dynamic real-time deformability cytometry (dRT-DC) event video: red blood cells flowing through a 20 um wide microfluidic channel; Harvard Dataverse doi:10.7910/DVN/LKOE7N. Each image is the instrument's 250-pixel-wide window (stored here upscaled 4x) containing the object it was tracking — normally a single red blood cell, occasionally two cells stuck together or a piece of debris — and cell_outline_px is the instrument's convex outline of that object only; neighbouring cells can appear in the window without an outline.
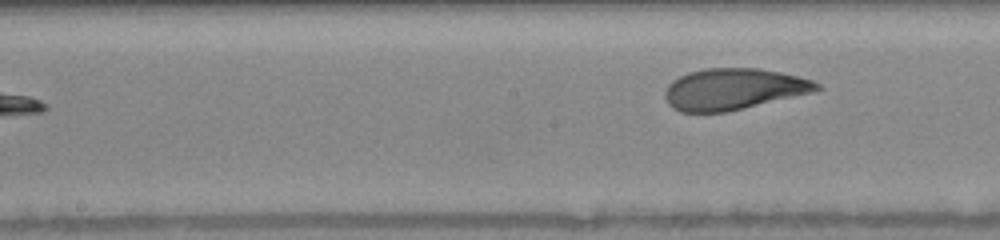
{"species": "human", "species_latin": "Homo sapiens", "temperature_condition": "warm", "stored_images_in_passage": 11, "camera_frame_rate_fps": 3000, "um_per_image_px": 0.085, "donor": {"sex": "female"}, "frame": {"image": 1, "passage_image": 11, "time_ms": 10.0, "image_size_px": [1000, 240], "cell_outline_px": [[824, 88], [816, 92], [724, 112], [680, 112], [672, 108], [668, 104], [664, 96], [664, 92], [668, 84], [672, 80], [688, 72], [704, 68], [760, 68], [780, 72], [812, 80], [820, 84]], "centroid_in_image_um": [62.35, 7.57], "position_along_channel_um": 185.9, "area_um2": 36.7}}